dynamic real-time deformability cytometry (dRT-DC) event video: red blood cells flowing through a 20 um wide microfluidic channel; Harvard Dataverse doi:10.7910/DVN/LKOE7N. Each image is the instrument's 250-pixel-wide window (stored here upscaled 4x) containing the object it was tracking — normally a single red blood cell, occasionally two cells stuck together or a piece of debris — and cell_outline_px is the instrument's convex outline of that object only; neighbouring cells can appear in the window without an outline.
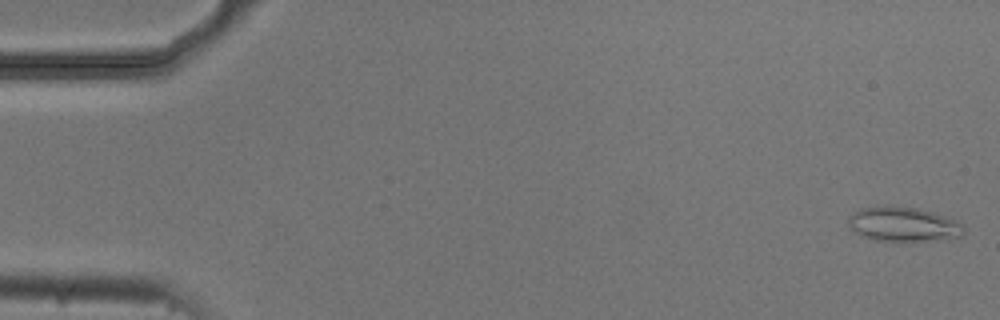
{"species": "common noctule bat (a hibernating species)", "species_latin": "Nyctalus noctula", "temperature_condition": "cold", "stored_images_in_passage": 5, "camera_frame_rate_fps": 3000, "um_per_image_px": 0.085, "animal": {"sex": "male", "body_mass_g": 20.5, "forearm_length_mm": 52.5}, "frame": {"image": 1, "passage_image": 1, "time_ms": 0.0, "image_size_px": [1000, 320], "cell_outline_px": [[964, 232], [960, 236], [928, 240], [876, 240], [860, 236], [848, 228], [848, 216], [860, 208], [884, 204], [916, 208], [932, 212], [956, 220], [964, 224]], "centroid_in_image_um": [76.7, 19.03], "position_along_channel_um": 8.3, "area_um2": 23.29}}